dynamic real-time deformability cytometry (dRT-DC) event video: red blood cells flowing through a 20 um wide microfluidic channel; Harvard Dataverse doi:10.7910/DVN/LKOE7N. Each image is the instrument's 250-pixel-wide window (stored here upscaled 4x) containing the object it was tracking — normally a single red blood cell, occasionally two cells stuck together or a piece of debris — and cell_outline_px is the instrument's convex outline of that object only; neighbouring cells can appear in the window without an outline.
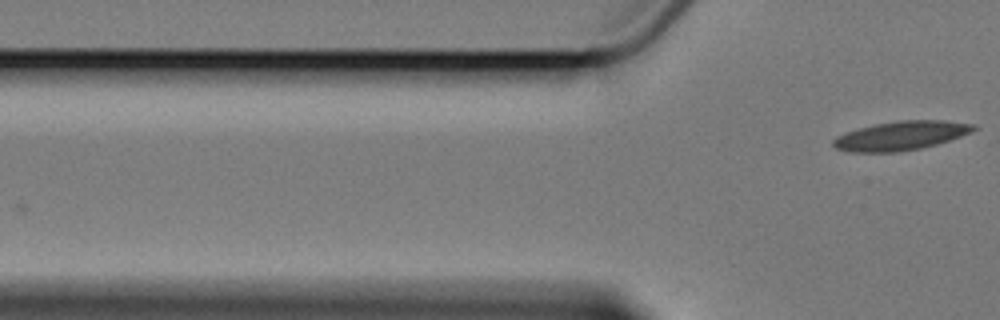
{"species": "Egyptian fruit bat (a non-hibernating species)", "species_latin": "Rousettus aegyptiacus", "temperature_condition": "cold", "stored_images_in_passage": 3, "camera_frame_rate_fps": 3000, "um_per_image_px": 0.085, "animal": {"sex": "female"}, "frame": {"image": 1, "passage_image": 3, "time_ms": 3.333, "image_size_px": [1000, 320], "cell_outline_px": [[980, 128], [972, 132], [936, 144], [920, 148], [900, 152], [852, 152], [836, 148], [832, 144], [832, 140], [836, 136], [860, 128], [876, 124], [896, 120], [944, 120], [976, 124]], "centroid_in_image_um": [76.62, 11.52], "position_along_channel_um": 49.2, "area_um2": 23.7}}